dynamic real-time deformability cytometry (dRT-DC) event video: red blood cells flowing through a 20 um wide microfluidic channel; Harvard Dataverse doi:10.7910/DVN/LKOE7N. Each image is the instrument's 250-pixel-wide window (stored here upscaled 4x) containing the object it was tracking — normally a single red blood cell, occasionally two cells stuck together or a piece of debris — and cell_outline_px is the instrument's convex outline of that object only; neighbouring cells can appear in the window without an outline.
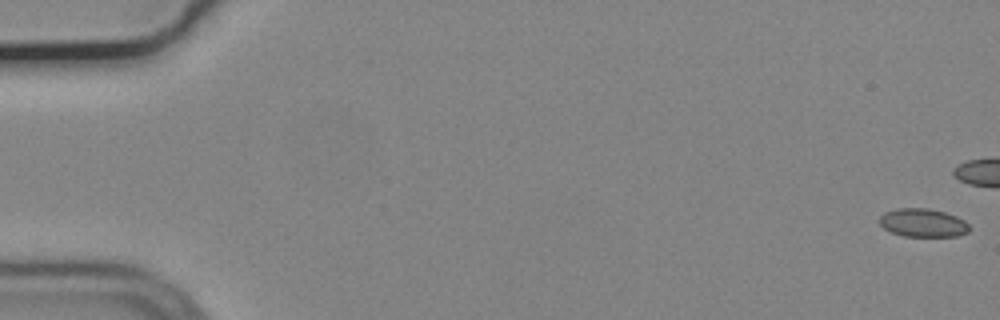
{"species": "common noctule bat (a hibernating species)", "species_latin": "Nyctalus noctula", "temperature_condition": "cold", "stored_images_in_passage": 10, "camera_frame_rate_fps": 3000, "um_per_image_px": 0.085, "animal": {"sex": "male", "body_mass_g": 19.2, "forearm_length_mm": 51.8}, "frame": {"image": 1, "passage_image": 1, "time_ms": 0.0, "image_size_px": [1000, 320], "cell_outline_px": [[968, 232], [956, 236], [904, 236], [892, 232], [884, 228], [880, 224], [880, 216], [884, 212], [896, 208], [928, 208], [944, 212], [956, 216], [964, 220], [968, 224]], "centroid_in_image_um": [78.43, 18.93], "position_along_channel_um": 6.6, "area_um2": 14.74}}